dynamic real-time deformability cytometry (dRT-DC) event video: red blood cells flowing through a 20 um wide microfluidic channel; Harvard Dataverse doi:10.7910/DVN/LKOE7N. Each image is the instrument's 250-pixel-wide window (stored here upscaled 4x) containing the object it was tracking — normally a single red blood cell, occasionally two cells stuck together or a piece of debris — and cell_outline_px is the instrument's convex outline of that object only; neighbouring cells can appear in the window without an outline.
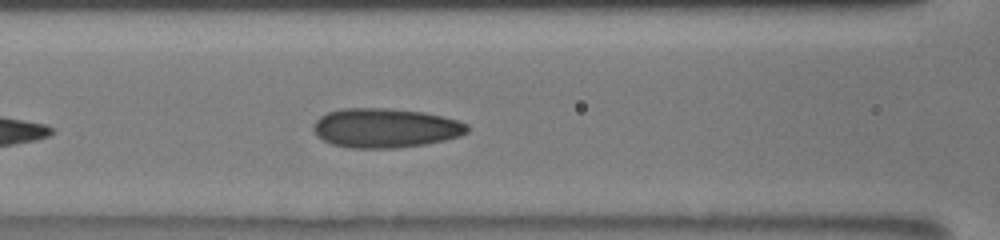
{"species": "human", "species_latin": "Homo sapiens", "temperature_condition": "room temperature", "stored_images_in_passage": 14, "camera_frame_rate_fps": 3000, "um_per_image_px": 0.085, "donor": {"sex": "male"}, "frame": {"image": 1, "passage_image": 7, "time_ms": 2.0, "image_size_px": [1000, 240], "cell_outline_px": [[468, 132], [460, 136], [444, 140], [424, 144], [396, 148], [352, 148], [332, 144], [316, 136], [312, 128], [312, 124], [320, 116], [328, 112], [344, 108], [384, 108], [424, 112], [456, 120], [468, 124]], "centroid_in_image_um": [32.72, 10.88], "position_along_channel_um": 133.9, "area_um2": 35.26}}
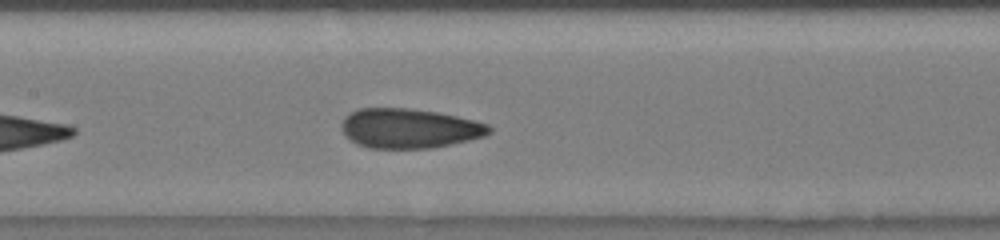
{"frame": {"image": 2, "passage_image": 10, "time_ms": 3.0, "image_size_px": [1000, 240], "cell_outline_px": [[492, 132], [484, 136], [452, 144], [432, 148], [368, 148], [356, 144], [344, 136], [340, 128], [340, 124], [344, 116], [360, 108], [408, 108], [436, 112], [456, 116], [488, 124], [492, 128]], "centroid_in_image_um": [34.74, 10.92], "position_along_channel_um": 172.7, "area_um2": 34.28}}